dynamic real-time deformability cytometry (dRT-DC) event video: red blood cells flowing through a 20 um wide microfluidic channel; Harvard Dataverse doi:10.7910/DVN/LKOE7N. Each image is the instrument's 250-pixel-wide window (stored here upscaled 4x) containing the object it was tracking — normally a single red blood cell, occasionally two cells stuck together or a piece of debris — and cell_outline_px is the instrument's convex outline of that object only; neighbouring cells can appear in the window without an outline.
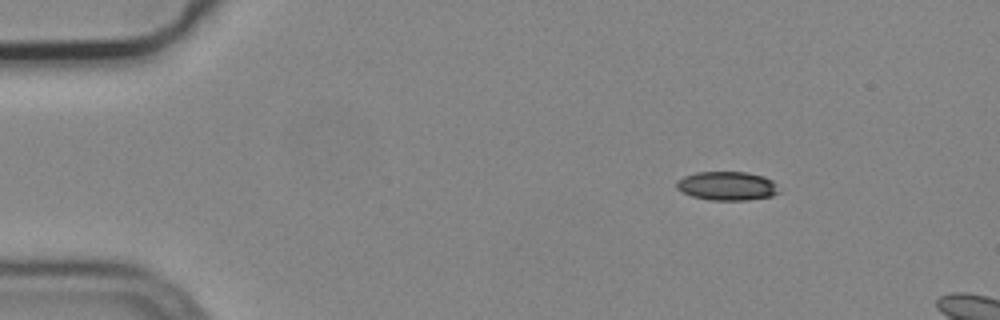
{"species": "common noctule bat (a hibernating species)", "species_latin": "Nyctalus noctula", "temperature_condition": "cold", "stored_images_in_passage": 4, "camera_frame_rate_fps": 3000, "um_per_image_px": 0.085, "animal": {"sex": "male", "body_mass_g": 19.2, "forearm_length_mm": 51.8}, "frame": {"image": 1, "passage_image": 1, "time_ms": 0.0, "image_size_px": [1000, 320], "cell_outline_px": [[780, 192], [772, 196], [748, 200], [708, 200], [692, 196], [676, 188], [676, 180], [684, 176], [696, 172], [748, 172], [764, 176], [772, 180]], "centroid_in_image_um": [61.8, 15.8], "position_along_channel_um": 23.2, "area_um2": 17.28}}